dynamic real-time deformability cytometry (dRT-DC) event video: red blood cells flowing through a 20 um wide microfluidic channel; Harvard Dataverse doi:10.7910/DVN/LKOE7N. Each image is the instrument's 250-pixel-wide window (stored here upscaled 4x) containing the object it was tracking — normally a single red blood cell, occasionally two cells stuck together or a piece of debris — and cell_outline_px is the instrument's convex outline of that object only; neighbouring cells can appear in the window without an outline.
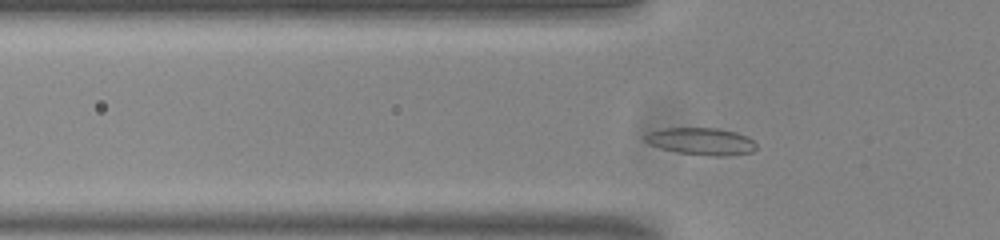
{"species": "common noctule bat (a hibernating species)", "species_latin": "Nyctalus noctula", "temperature_condition": "room temperature", "stored_images_in_passage": 45, "camera_frame_rate_fps": 3000, "um_per_image_px": 0.085, "animal": {"sex": "male", "body_mass_g": 20.0, "forearm_length_mm": 53.3}, "frame": {"image": 1, "passage_image": 8, "time_ms": 2.333, "image_size_px": [1000, 240], "cell_outline_px": [[756, 148], [752, 152], [728, 156], [712, 156], [676, 152], [660, 148], [644, 140], [644, 136], [648, 132], [664, 128], [716, 128], [736, 132], [752, 140], [756, 144]], "centroid_in_image_um": [59.6, 12.02], "position_along_channel_um": 66.2, "area_um2": 17.51}}
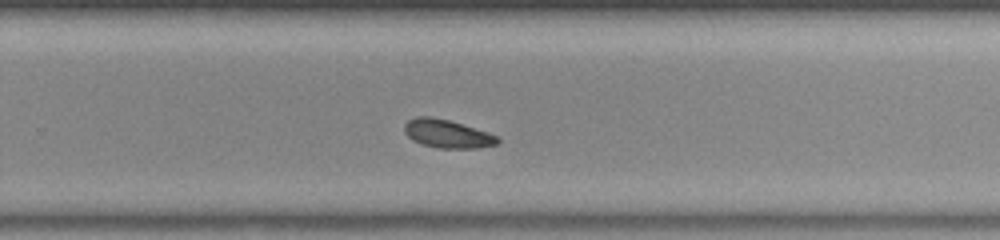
{"frame": {"image": 2, "passage_image": 26, "time_ms": 8.333, "image_size_px": [1000, 240], "cell_outline_px": [[500, 140], [496, 144], [480, 148], [436, 148], [420, 144], [412, 140], [404, 132], [404, 124], [408, 120], [416, 116], [432, 116], [448, 120], [488, 132], [500, 136]], "centroid_in_image_um": [38.0, 11.37], "position_along_channel_um": 291.8, "area_um2": 15.55}}
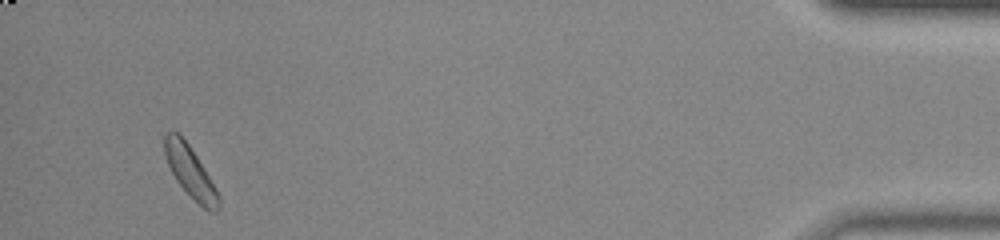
{"frame": {"image": 3, "passage_image": 42, "time_ms": 13.667, "image_size_px": [1000, 240], "cell_outline_px": [[220, 208], [216, 212], [208, 212], [176, 180], [164, 156], [164, 136], [168, 132], [176, 132], [188, 144], [204, 168], [216, 188], [220, 196]], "centroid_in_image_um": [16.19, 14.63], "position_along_channel_um": 419.0, "area_um2": 15.72}}